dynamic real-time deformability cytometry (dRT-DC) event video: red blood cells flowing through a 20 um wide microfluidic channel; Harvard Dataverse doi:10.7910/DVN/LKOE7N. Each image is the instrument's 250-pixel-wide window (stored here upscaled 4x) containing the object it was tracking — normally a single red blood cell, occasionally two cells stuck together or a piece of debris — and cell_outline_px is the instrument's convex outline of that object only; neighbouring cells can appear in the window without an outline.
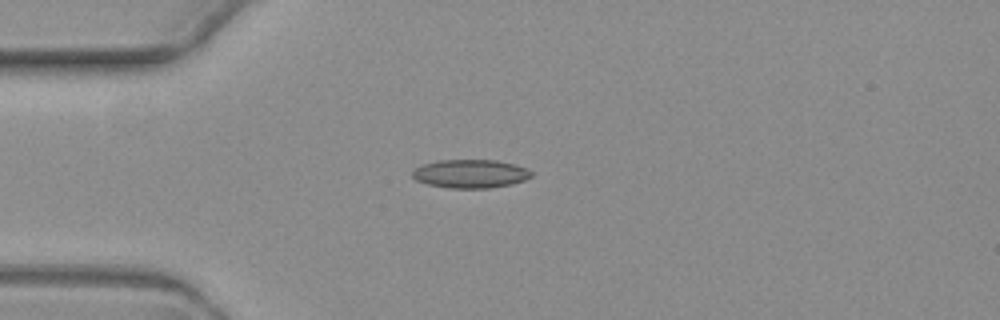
{"species": "common noctule bat (a hibernating species)", "species_latin": "Nyctalus noctula", "temperature_condition": "warm", "stored_images_in_passage": 6, "camera_frame_rate_fps": 3000, "um_per_image_px": 0.085, "animal": {"sex": "female", "body_mass_g": 19.3, "forearm_length_mm": 54.1}, "frame": {"image": 1, "passage_image": 3, "time_ms": 3.333, "image_size_px": [1000, 320], "cell_outline_px": [[532, 176], [524, 180], [512, 184], [488, 188], [448, 188], [428, 184], [416, 180], [412, 176], [412, 172], [420, 164], [436, 160], [496, 160], [528, 168], [532, 172]], "centroid_in_image_um": [39.97, 14.76], "position_along_channel_um": 45.0, "area_um2": 19.83}}
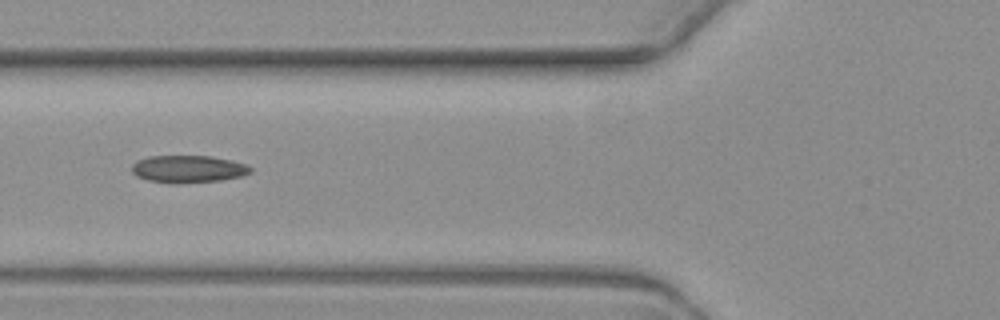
{"frame": {"image": 2, "passage_image": 5, "time_ms": 5.667, "image_size_px": [1000, 320], "cell_outline_px": [[252, 172], [240, 176], [220, 180], [148, 180], [136, 176], [132, 172], [132, 164], [136, 160], [148, 156], [208, 156], [228, 160], [244, 164], [252, 168]], "centroid_in_image_um": [15.96, 14.31], "position_along_channel_um": 109.8, "area_um2": 17.74}}
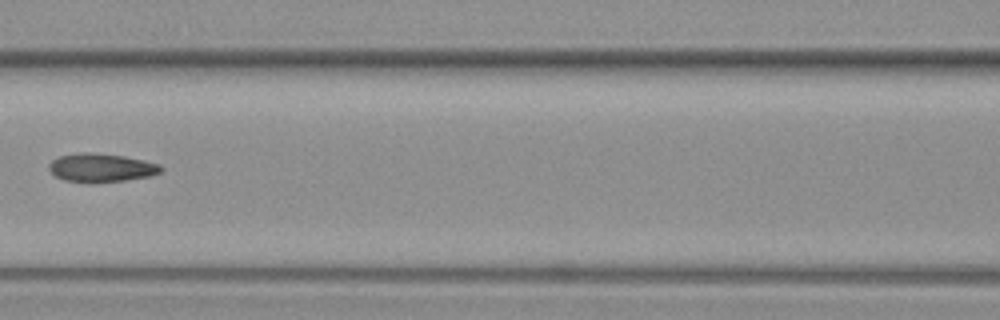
{"frame": {"image": 3, "passage_image": 6, "time_ms": 7.0, "image_size_px": [1000, 320], "cell_outline_px": [[164, 168], [160, 172], [148, 176], [124, 180], [92, 184], [64, 180], [56, 176], [48, 168], [48, 164], [52, 160], [60, 156], [80, 152], [92, 152], [124, 156], [144, 160], [160, 164]], "centroid_in_image_um": [8.59, 14.26], "position_along_channel_um": 158.0, "area_um2": 18.79}}